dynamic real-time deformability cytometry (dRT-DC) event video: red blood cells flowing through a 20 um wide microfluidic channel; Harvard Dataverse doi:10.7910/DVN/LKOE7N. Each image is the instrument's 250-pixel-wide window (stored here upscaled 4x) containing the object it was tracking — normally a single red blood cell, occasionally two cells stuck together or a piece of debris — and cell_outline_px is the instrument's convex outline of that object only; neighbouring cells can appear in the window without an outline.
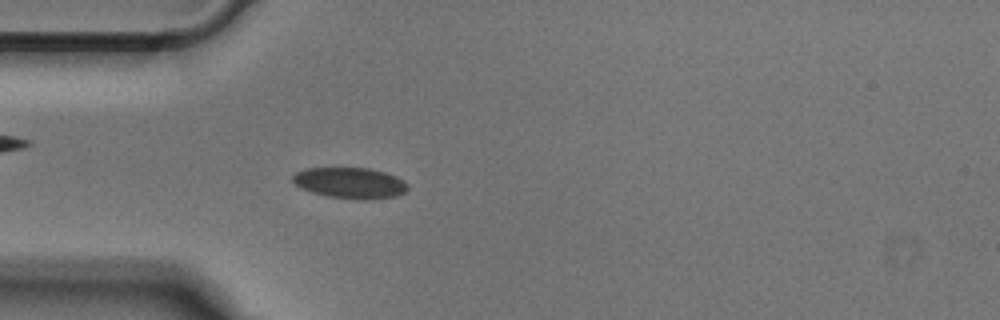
{"species": "Egyptian fruit bat (a non-hibernating species)", "species_latin": "Rousettus aegyptiacus", "temperature_condition": "cold", "stored_images_in_passage": 51, "camera_frame_rate_fps": 3000, "um_per_image_px": 0.085, "animal": {"sex": "male"}, "frame": {"image": 1, "passage_image": 14, "time_ms": 4.333, "image_size_px": [1000, 320], "cell_outline_px": [[408, 188], [404, 192], [396, 196], [368, 200], [356, 200], [328, 196], [312, 192], [300, 188], [292, 180], [292, 176], [296, 172], [304, 168], [368, 168], [384, 172], [396, 176], [404, 180], [408, 184]], "centroid_in_image_um": [29.76, 15.55], "position_along_channel_um": 55.2, "area_um2": 20.87}}
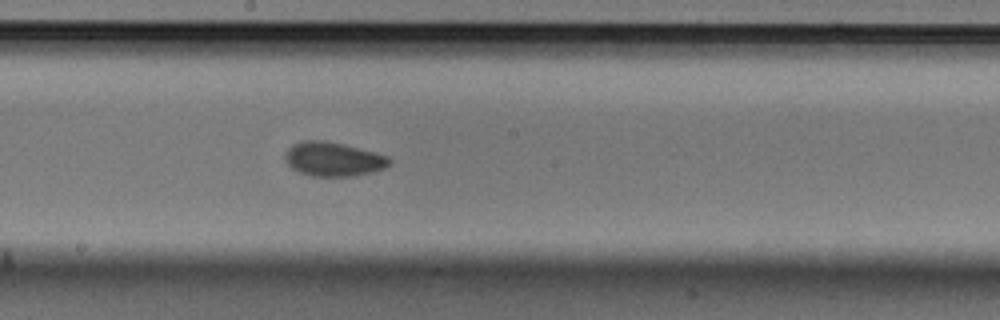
{"frame": {"image": 2, "passage_image": 27, "time_ms": 8.667, "image_size_px": [1000, 320], "cell_outline_px": [[392, 164], [384, 168], [372, 172], [352, 176], [312, 176], [300, 172], [292, 168], [284, 160], [284, 156], [288, 148], [292, 144], [304, 140], [324, 140], [344, 144], [376, 152], [388, 156], [392, 160]], "centroid_in_image_um": [28.34, 13.52], "position_along_channel_um": 219.9, "area_um2": 20.92}}
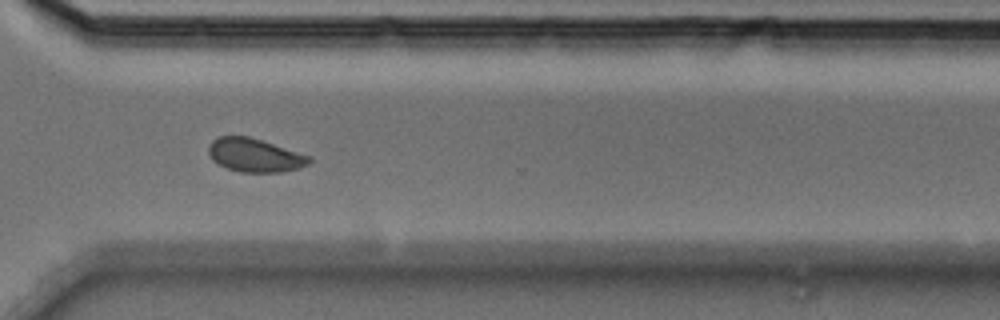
{"frame": {"image": 3, "passage_image": 37, "time_ms": 12.0, "image_size_px": [1000, 320], "cell_outline_px": [[312, 160], [308, 164], [300, 168], [280, 172], [240, 172], [228, 168], [212, 160], [208, 152], [208, 148], [212, 140], [220, 136], [248, 136], [312, 156]], "centroid_in_image_um": [21.67, 13.19], "position_along_channel_um": 348.9, "area_um2": 19.59}}